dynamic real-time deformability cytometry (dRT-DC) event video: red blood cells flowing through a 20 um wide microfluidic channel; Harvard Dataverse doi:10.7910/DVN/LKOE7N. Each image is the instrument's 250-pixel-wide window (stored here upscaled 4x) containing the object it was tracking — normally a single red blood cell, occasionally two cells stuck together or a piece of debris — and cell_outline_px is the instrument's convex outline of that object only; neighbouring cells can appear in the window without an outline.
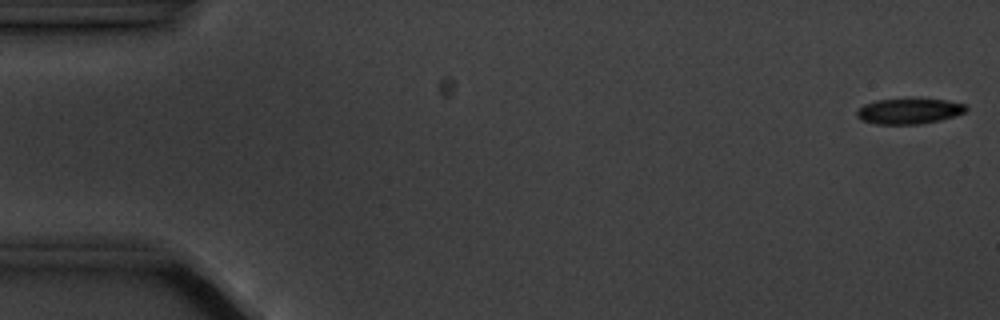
{"species": "common noctule bat (a hibernating species)", "species_latin": "Nyctalus noctula", "temperature_condition": "cold", "stored_images_in_passage": 5, "camera_frame_rate_fps": 3000, "um_per_image_px": 0.085, "animal": {"sex": "male", "body_mass_g": 20.1, "forearm_length_mm": 53.5}, "frame": {"image": 1, "passage_image": 1, "time_ms": 0.0, "image_size_px": [1000, 320], "cell_outline_px": [[968, 108], [964, 112], [956, 116], [940, 120], [920, 124], [876, 124], [860, 120], [856, 116], [856, 112], [864, 104], [876, 100], [948, 100], [968, 104]], "centroid_in_image_um": [77.29, 9.46], "position_along_channel_um": 7.7, "area_um2": 16.13}}